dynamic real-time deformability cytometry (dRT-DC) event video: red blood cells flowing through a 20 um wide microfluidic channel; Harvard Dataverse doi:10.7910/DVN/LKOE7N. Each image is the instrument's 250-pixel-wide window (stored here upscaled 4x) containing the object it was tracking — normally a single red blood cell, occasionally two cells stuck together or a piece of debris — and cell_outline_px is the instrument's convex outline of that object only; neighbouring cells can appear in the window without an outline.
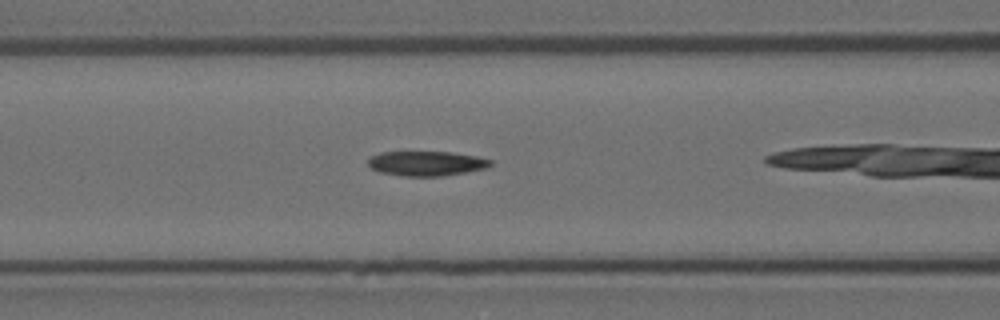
{"species": "Egyptian fruit bat (a non-hibernating species)", "species_latin": "Rousettus aegyptiacus", "temperature_condition": "room temperature", "stored_images_in_passage": 37, "camera_frame_rate_fps": 3000, "um_per_image_px": 0.085, "animal": {"sex": "female"}, "frame": {"image": 1, "passage_image": 16, "time_ms": 5.0, "image_size_px": [1000, 320], "cell_outline_px": [[492, 164], [488, 168], [468, 172], [444, 176], [404, 176], [380, 172], [372, 168], [368, 164], [368, 160], [372, 156], [380, 152], [452, 152], [476, 156], [492, 160]], "centroid_in_image_um": [36.29, 13.89], "position_along_channel_um": 130.3, "area_um2": 17.69}}
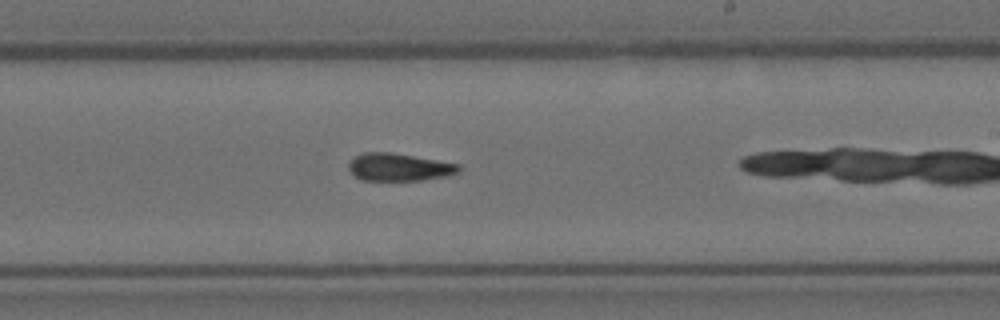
{"frame": {"image": 2, "passage_image": 26, "time_ms": 8.333, "image_size_px": [1000, 320], "cell_outline_px": [[460, 172], [448, 176], [424, 180], [360, 180], [348, 168], [348, 164], [356, 156], [364, 152], [392, 152], [460, 164]], "centroid_in_image_um": [33.95, 14.21], "position_along_channel_um": 255.0, "area_um2": 17.74}}
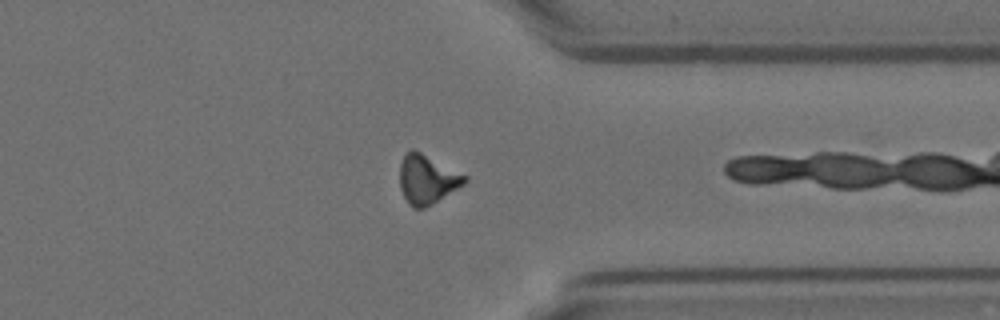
{"frame": {"image": 3, "passage_image": 36, "time_ms": 11.667, "image_size_px": [1000, 320], "cell_outline_px": [[468, 180], [464, 184], [432, 204], [424, 208], [412, 208], [408, 204], [400, 188], [400, 164], [404, 156], [412, 148], [468, 176]], "centroid_in_image_um": [36.3, 15.26], "position_along_channel_um": 375.1, "area_um2": 18.38}}